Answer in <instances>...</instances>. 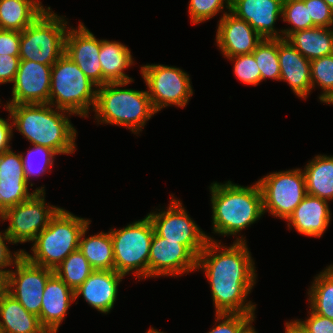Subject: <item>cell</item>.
<instances>
[{"mask_svg":"<svg viewBox=\"0 0 333 333\" xmlns=\"http://www.w3.org/2000/svg\"><path fill=\"white\" fill-rule=\"evenodd\" d=\"M145 333H165V332L163 331L161 332L160 330L150 326V328Z\"/></svg>","mask_w":333,"mask_h":333,"instance_id":"cell-48","label":"cell"},{"mask_svg":"<svg viewBox=\"0 0 333 333\" xmlns=\"http://www.w3.org/2000/svg\"><path fill=\"white\" fill-rule=\"evenodd\" d=\"M170 197L168 207L155 208L156 211L153 210L147 214L152 222L154 232L158 236L184 244L198 257L207 241L213 240L214 237L208 235L196 224L189 216L186 207L174 194H170Z\"/></svg>","mask_w":333,"mask_h":333,"instance_id":"cell-11","label":"cell"},{"mask_svg":"<svg viewBox=\"0 0 333 333\" xmlns=\"http://www.w3.org/2000/svg\"><path fill=\"white\" fill-rule=\"evenodd\" d=\"M252 54L261 73V82L266 79L280 82L278 39H263Z\"/></svg>","mask_w":333,"mask_h":333,"instance_id":"cell-33","label":"cell"},{"mask_svg":"<svg viewBox=\"0 0 333 333\" xmlns=\"http://www.w3.org/2000/svg\"><path fill=\"white\" fill-rule=\"evenodd\" d=\"M5 111H8L7 119L0 117V154L11 149V141L14 135L13 122L8 105L2 104Z\"/></svg>","mask_w":333,"mask_h":333,"instance_id":"cell-44","label":"cell"},{"mask_svg":"<svg viewBox=\"0 0 333 333\" xmlns=\"http://www.w3.org/2000/svg\"><path fill=\"white\" fill-rule=\"evenodd\" d=\"M286 40L309 61L333 54V28L330 27L296 31Z\"/></svg>","mask_w":333,"mask_h":333,"instance_id":"cell-28","label":"cell"},{"mask_svg":"<svg viewBox=\"0 0 333 333\" xmlns=\"http://www.w3.org/2000/svg\"><path fill=\"white\" fill-rule=\"evenodd\" d=\"M263 202V212L287 220L307 195L306 180L301 168L267 173L257 180Z\"/></svg>","mask_w":333,"mask_h":333,"instance_id":"cell-10","label":"cell"},{"mask_svg":"<svg viewBox=\"0 0 333 333\" xmlns=\"http://www.w3.org/2000/svg\"><path fill=\"white\" fill-rule=\"evenodd\" d=\"M20 63L19 56L0 55V85L13 84Z\"/></svg>","mask_w":333,"mask_h":333,"instance_id":"cell-43","label":"cell"},{"mask_svg":"<svg viewBox=\"0 0 333 333\" xmlns=\"http://www.w3.org/2000/svg\"><path fill=\"white\" fill-rule=\"evenodd\" d=\"M42 299L40 322L48 333H58L74 303V291L53 273L46 282Z\"/></svg>","mask_w":333,"mask_h":333,"instance_id":"cell-23","label":"cell"},{"mask_svg":"<svg viewBox=\"0 0 333 333\" xmlns=\"http://www.w3.org/2000/svg\"><path fill=\"white\" fill-rule=\"evenodd\" d=\"M313 278L307 289L308 308L333 320V268L328 265Z\"/></svg>","mask_w":333,"mask_h":333,"instance_id":"cell-30","label":"cell"},{"mask_svg":"<svg viewBox=\"0 0 333 333\" xmlns=\"http://www.w3.org/2000/svg\"><path fill=\"white\" fill-rule=\"evenodd\" d=\"M94 271L79 249L73 251L54 270V273L75 291Z\"/></svg>","mask_w":333,"mask_h":333,"instance_id":"cell-32","label":"cell"},{"mask_svg":"<svg viewBox=\"0 0 333 333\" xmlns=\"http://www.w3.org/2000/svg\"><path fill=\"white\" fill-rule=\"evenodd\" d=\"M302 169L308 195L333 200V155L318 154Z\"/></svg>","mask_w":333,"mask_h":333,"instance_id":"cell-27","label":"cell"},{"mask_svg":"<svg viewBox=\"0 0 333 333\" xmlns=\"http://www.w3.org/2000/svg\"><path fill=\"white\" fill-rule=\"evenodd\" d=\"M7 244L14 245L4 229V231H0V274L4 278L7 277L15 263L23 256V251L25 250L18 249L12 252Z\"/></svg>","mask_w":333,"mask_h":333,"instance_id":"cell-40","label":"cell"},{"mask_svg":"<svg viewBox=\"0 0 333 333\" xmlns=\"http://www.w3.org/2000/svg\"><path fill=\"white\" fill-rule=\"evenodd\" d=\"M278 58L280 82H286L298 98L307 100L313 91L310 61L286 39H278Z\"/></svg>","mask_w":333,"mask_h":333,"instance_id":"cell-22","label":"cell"},{"mask_svg":"<svg viewBox=\"0 0 333 333\" xmlns=\"http://www.w3.org/2000/svg\"><path fill=\"white\" fill-rule=\"evenodd\" d=\"M52 65L20 60L6 105L49 103Z\"/></svg>","mask_w":333,"mask_h":333,"instance_id":"cell-15","label":"cell"},{"mask_svg":"<svg viewBox=\"0 0 333 333\" xmlns=\"http://www.w3.org/2000/svg\"><path fill=\"white\" fill-rule=\"evenodd\" d=\"M90 224L82 231L79 250L94 270H114L113 243L110 230L88 235Z\"/></svg>","mask_w":333,"mask_h":333,"instance_id":"cell-29","label":"cell"},{"mask_svg":"<svg viewBox=\"0 0 333 333\" xmlns=\"http://www.w3.org/2000/svg\"><path fill=\"white\" fill-rule=\"evenodd\" d=\"M79 23L76 28L69 26L67 29L65 54L97 87L103 86V73L99 62L101 39L96 38L84 22Z\"/></svg>","mask_w":333,"mask_h":333,"instance_id":"cell-16","label":"cell"},{"mask_svg":"<svg viewBox=\"0 0 333 333\" xmlns=\"http://www.w3.org/2000/svg\"><path fill=\"white\" fill-rule=\"evenodd\" d=\"M333 10V0H324Z\"/></svg>","mask_w":333,"mask_h":333,"instance_id":"cell-50","label":"cell"},{"mask_svg":"<svg viewBox=\"0 0 333 333\" xmlns=\"http://www.w3.org/2000/svg\"><path fill=\"white\" fill-rule=\"evenodd\" d=\"M140 75L157 113L167 106L185 108L194 95L190 75L179 67L147 63L140 66Z\"/></svg>","mask_w":333,"mask_h":333,"instance_id":"cell-9","label":"cell"},{"mask_svg":"<svg viewBox=\"0 0 333 333\" xmlns=\"http://www.w3.org/2000/svg\"><path fill=\"white\" fill-rule=\"evenodd\" d=\"M26 152H20L24 175L27 183L33 187L35 183L32 182V179L51 172L50 170L54 167V160L58 154L51 148L39 145H32V148H29Z\"/></svg>","mask_w":333,"mask_h":333,"instance_id":"cell-31","label":"cell"},{"mask_svg":"<svg viewBox=\"0 0 333 333\" xmlns=\"http://www.w3.org/2000/svg\"><path fill=\"white\" fill-rule=\"evenodd\" d=\"M303 1L312 19V27L333 28V10L324 0Z\"/></svg>","mask_w":333,"mask_h":333,"instance_id":"cell-39","label":"cell"},{"mask_svg":"<svg viewBox=\"0 0 333 333\" xmlns=\"http://www.w3.org/2000/svg\"><path fill=\"white\" fill-rule=\"evenodd\" d=\"M233 64V72L243 84L257 86L261 83V73L253 54L227 58Z\"/></svg>","mask_w":333,"mask_h":333,"instance_id":"cell-37","label":"cell"},{"mask_svg":"<svg viewBox=\"0 0 333 333\" xmlns=\"http://www.w3.org/2000/svg\"><path fill=\"white\" fill-rule=\"evenodd\" d=\"M114 270L124 276L133 274L138 281L149 278V252L154 234L150 218L135 220L125 227L112 228Z\"/></svg>","mask_w":333,"mask_h":333,"instance_id":"cell-7","label":"cell"},{"mask_svg":"<svg viewBox=\"0 0 333 333\" xmlns=\"http://www.w3.org/2000/svg\"><path fill=\"white\" fill-rule=\"evenodd\" d=\"M48 8L40 0H0V29L22 32Z\"/></svg>","mask_w":333,"mask_h":333,"instance_id":"cell-26","label":"cell"},{"mask_svg":"<svg viewBox=\"0 0 333 333\" xmlns=\"http://www.w3.org/2000/svg\"><path fill=\"white\" fill-rule=\"evenodd\" d=\"M231 0H190L188 2V12L192 24L204 23L222 13V18L230 12ZM226 9V10H224Z\"/></svg>","mask_w":333,"mask_h":333,"instance_id":"cell-36","label":"cell"},{"mask_svg":"<svg viewBox=\"0 0 333 333\" xmlns=\"http://www.w3.org/2000/svg\"><path fill=\"white\" fill-rule=\"evenodd\" d=\"M49 6L32 24L21 32L20 60L53 65L65 53V36L70 26Z\"/></svg>","mask_w":333,"mask_h":333,"instance_id":"cell-8","label":"cell"},{"mask_svg":"<svg viewBox=\"0 0 333 333\" xmlns=\"http://www.w3.org/2000/svg\"><path fill=\"white\" fill-rule=\"evenodd\" d=\"M53 273V269L32 264L22 256L5 278V290L39 317L44 288Z\"/></svg>","mask_w":333,"mask_h":333,"instance_id":"cell-13","label":"cell"},{"mask_svg":"<svg viewBox=\"0 0 333 333\" xmlns=\"http://www.w3.org/2000/svg\"><path fill=\"white\" fill-rule=\"evenodd\" d=\"M91 222L61 207L32 242L31 254L24 250L23 256L32 264L55 270L79 248L81 233Z\"/></svg>","mask_w":333,"mask_h":333,"instance_id":"cell-5","label":"cell"},{"mask_svg":"<svg viewBox=\"0 0 333 333\" xmlns=\"http://www.w3.org/2000/svg\"><path fill=\"white\" fill-rule=\"evenodd\" d=\"M197 257L178 241L153 234L149 252V279L179 277L196 272Z\"/></svg>","mask_w":333,"mask_h":333,"instance_id":"cell-14","label":"cell"},{"mask_svg":"<svg viewBox=\"0 0 333 333\" xmlns=\"http://www.w3.org/2000/svg\"><path fill=\"white\" fill-rule=\"evenodd\" d=\"M130 48L120 41L101 39L99 62L102 67L103 85L133 81L125 70L135 65Z\"/></svg>","mask_w":333,"mask_h":333,"instance_id":"cell-24","label":"cell"},{"mask_svg":"<svg viewBox=\"0 0 333 333\" xmlns=\"http://www.w3.org/2000/svg\"><path fill=\"white\" fill-rule=\"evenodd\" d=\"M124 275L115 270H94L74 291V302L80 297L101 314H109L118 299V287Z\"/></svg>","mask_w":333,"mask_h":333,"instance_id":"cell-20","label":"cell"},{"mask_svg":"<svg viewBox=\"0 0 333 333\" xmlns=\"http://www.w3.org/2000/svg\"><path fill=\"white\" fill-rule=\"evenodd\" d=\"M221 241L208 240L196 266L210 285L214 313L255 315L257 304L248 297L258 275L250 248L247 242L226 246Z\"/></svg>","mask_w":333,"mask_h":333,"instance_id":"cell-1","label":"cell"},{"mask_svg":"<svg viewBox=\"0 0 333 333\" xmlns=\"http://www.w3.org/2000/svg\"><path fill=\"white\" fill-rule=\"evenodd\" d=\"M283 0H231L230 12L245 20L263 39H282V29L275 28L282 18Z\"/></svg>","mask_w":333,"mask_h":333,"instance_id":"cell-18","label":"cell"},{"mask_svg":"<svg viewBox=\"0 0 333 333\" xmlns=\"http://www.w3.org/2000/svg\"><path fill=\"white\" fill-rule=\"evenodd\" d=\"M255 318L257 317H254L252 318L241 330L239 333H258L256 330H255V327H253V322L256 320Z\"/></svg>","mask_w":333,"mask_h":333,"instance_id":"cell-46","label":"cell"},{"mask_svg":"<svg viewBox=\"0 0 333 333\" xmlns=\"http://www.w3.org/2000/svg\"><path fill=\"white\" fill-rule=\"evenodd\" d=\"M45 192H36L31 198L8 208L0 221H8L5 229L14 245L33 242L49 224L50 219L61 208L45 200Z\"/></svg>","mask_w":333,"mask_h":333,"instance_id":"cell-12","label":"cell"},{"mask_svg":"<svg viewBox=\"0 0 333 333\" xmlns=\"http://www.w3.org/2000/svg\"><path fill=\"white\" fill-rule=\"evenodd\" d=\"M282 21L290 27L282 28V39H287L292 33L312 28V19L309 18L308 8L303 0H283Z\"/></svg>","mask_w":333,"mask_h":333,"instance_id":"cell-34","label":"cell"},{"mask_svg":"<svg viewBox=\"0 0 333 333\" xmlns=\"http://www.w3.org/2000/svg\"><path fill=\"white\" fill-rule=\"evenodd\" d=\"M96 95L97 86L65 53L52 65L50 105L75 116L89 118L95 107Z\"/></svg>","mask_w":333,"mask_h":333,"instance_id":"cell-6","label":"cell"},{"mask_svg":"<svg viewBox=\"0 0 333 333\" xmlns=\"http://www.w3.org/2000/svg\"><path fill=\"white\" fill-rule=\"evenodd\" d=\"M133 81L106 83L97 87L94 122L121 126L139 136L157 112L147 90L125 88ZM124 87V88H123ZM139 134V135H138Z\"/></svg>","mask_w":333,"mask_h":333,"instance_id":"cell-4","label":"cell"},{"mask_svg":"<svg viewBox=\"0 0 333 333\" xmlns=\"http://www.w3.org/2000/svg\"><path fill=\"white\" fill-rule=\"evenodd\" d=\"M8 107L13 131L17 130L30 144L51 148L58 155H71L77 150L78 132L69 118L74 114L49 103Z\"/></svg>","mask_w":333,"mask_h":333,"instance_id":"cell-3","label":"cell"},{"mask_svg":"<svg viewBox=\"0 0 333 333\" xmlns=\"http://www.w3.org/2000/svg\"><path fill=\"white\" fill-rule=\"evenodd\" d=\"M215 323L207 333H239L256 315L215 313Z\"/></svg>","mask_w":333,"mask_h":333,"instance_id":"cell-38","label":"cell"},{"mask_svg":"<svg viewBox=\"0 0 333 333\" xmlns=\"http://www.w3.org/2000/svg\"><path fill=\"white\" fill-rule=\"evenodd\" d=\"M307 318L295 319L307 333H333V320L312 312L309 308Z\"/></svg>","mask_w":333,"mask_h":333,"instance_id":"cell-41","label":"cell"},{"mask_svg":"<svg viewBox=\"0 0 333 333\" xmlns=\"http://www.w3.org/2000/svg\"><path fill=\"white\" fill-rule=\"evenodd\" d=\"M330 202L306 195L285 221L291 231L308 237L321 238L331 224Z\"/></svg>","mask_w":333,"mask_h":333,"instance_id":"cell-21","label":"cell"},{"mask_svg":"<svg viewBox=\"0 0 333 333\" xmlns=\"http://www.w3.org/2000/svg\"><path fill=\"white\" fill-rule=\"evenodd\" d=\"M310 69L312 89L321 88L318 99L323 103L333 94V54L311 60Z\"/></svg>","mask_w":333,"mask_h":333,"instance_id":"cell-35","label":"cell"},{"mask_svg":"<svg viewBox=\"0 0 333 333\" xmlns=\"http://www.w3.org/2000/svg\"><path fill=\"white\" fill-rule=\"evenodd\" d=\"M21 153L9 149L0 154V218L8 208L31 198L36 192H45V186L36 187L30 192Z\"/></svg>","mask_w":333,"mask_h":333,"instance_id":"cell-17","label":"cell"},{"mask_svg":"<svg viewBox=\"0 0 333 333\" xmlns=\"http://www.w3.org/2000/svg\"><path fill=\"white\" fill-rule=\"evenodd\" d=\"M284 329V333H307L295 319L286 321Z\"/></svg>","mask_w":333,"mask_h":333,"instance_id":"cell-45","label":"cell"},{"mask_svg":"<svg viewBox=\"0 0 333 333\" xmlns=\"http://www.w3.org/2000/svg\"><path fill=\"white\" fill-rule=\"evenodd\" d=\"M217 22L215 42L224 58L251 54L263 38L245 21L231 12Z\"/></svg>","mask_w":333,"mask_h":333,"instance_id":"cell-19","label":"cell"},{"mask_svg":"<svg viewBox=\"0 0 333 333\" xmlns=\"http://www.w3.org/2000/svg\"><path fill=\"white\" fill-rule=\"evenodd\" d=\"M0 333H3V330H2V327H1V325H0Z\"/></svg>","mask_w":333,"mask_h":333,"instance_id":"cell-51","label":"cell"},{"mask_svg":"<svg viewBox=\"0 0 333 333\" xmlns=\"http://www.w3.org/2000/svg\"><path fill=\"white\" fill-rule=\"evenodd\" d=\"M5 290V278L0 274V294Z\"/></svg>","mask_w":333,"mask_h":333,"instance_id":"cell-47","label":"cell"},{"mask_svg":"<svg viewBox=\"0 0 333 333\" xmlns=\"http://www.w3.org/2000/svg\"><path fill=\"white\" fill-rule=\"evenodd\" d=\"M21 32L0 29V55L19 56Z\"/></svg>","mask_w":333,"mask_h":333,"instance_id":"cell-42","label":"cell"},{"mask_svg":"<svg viewBox=\"0 0 333 333\" xmlns=\"http://www.w3.org/2000/svg\"><path fill=\"white\" fill-rule=\"evenodd\" d=\"M324 104H329V105H333V94L328 98L326 99L324 102Z\"/></svg>","mask_w":333,"mask_h":333,"instance_id":"cell-49","label":"cell"},{"mask_svg":"<svg viewBox=\"0 0 333 333\" xmlns=\"http://www.w3.org/2000/svg\"><path fill=\"white\" fill-rule=\"evenodd\" d=\"M0 325L3 333H48L39 317L29 313L6 290L0 294Z\"/></svg>","mask_w":333,"mask_h":333,"instance_id":"cell-25","label":"cell"},{"mask_svg":"<svg viewBox=\"0 0 333 333\" xmlns=\"http://www.w3.org/2000/svg\"><path fill=\"white\" fill-rule=\"evenodd\" d=\"M209 194L214 235L235 237L234 242H247L241 232L264 216L262 192L258 182L243 186L228 180L212 182Z\"/></svg>","mask_w":333,"mask_h":333,"instance_id":"cell-2","label":"cell"}]
</instances>
